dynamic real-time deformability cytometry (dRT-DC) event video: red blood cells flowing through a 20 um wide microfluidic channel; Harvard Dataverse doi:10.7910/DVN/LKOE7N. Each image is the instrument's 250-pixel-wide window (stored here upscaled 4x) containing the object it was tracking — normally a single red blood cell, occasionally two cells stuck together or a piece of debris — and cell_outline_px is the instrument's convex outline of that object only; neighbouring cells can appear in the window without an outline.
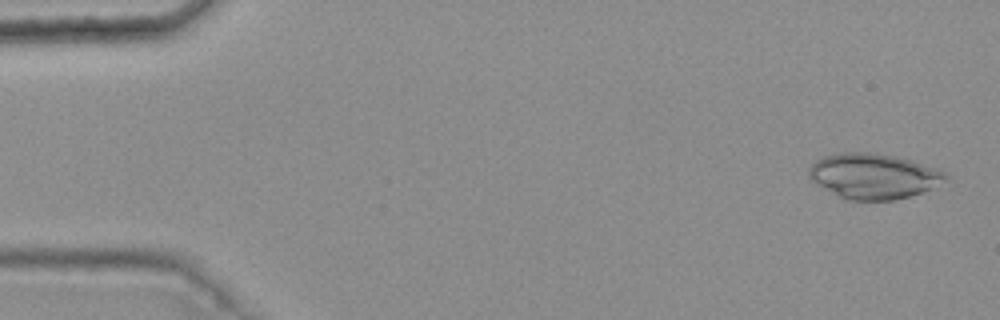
{"species": "common noctule bat (a hibernating species)", "species_latin": "Nyctalus noctula", "temperature_condition": "warm", "stored_images_in_passage": 5, "camera_frame_rate_fps": 3000, "um_per_image_px": 0.085, "animal": {"sex": "female", "body_mass_g": 25.1}, "frame": {"image": 1, "passage_image": 1, "time_ms": 0.0, "image_size_px": [1000, 320], "cell_outline_px": [[948, 176], [928, 188], [920, 192], [908, 196], [892, 200], [844, 200], [816, 184], [808, 176], [808, 168], [816, 160], [824, 156], [840, 152], [876, 152], [908, 160], [936, 168], [944, 172]], "centroid_in_image_um": [74.13, 14.96], "position_along_channel_um": 10.9, "area_um2": 35.55}}